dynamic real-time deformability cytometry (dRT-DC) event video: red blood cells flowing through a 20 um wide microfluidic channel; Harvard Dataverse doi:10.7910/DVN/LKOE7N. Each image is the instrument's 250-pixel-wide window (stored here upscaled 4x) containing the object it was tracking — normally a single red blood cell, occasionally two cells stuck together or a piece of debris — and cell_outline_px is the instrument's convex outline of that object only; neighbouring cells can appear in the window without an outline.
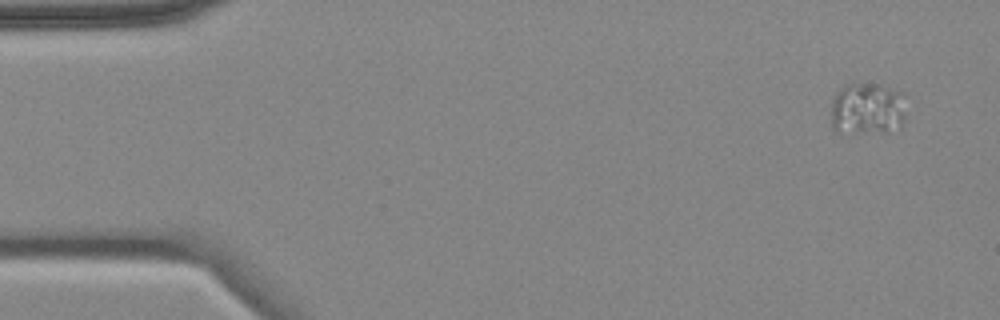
{"species": "common noctule bat (a hibernating species)", "species_latin": "Nyctalus noctula", "temperature_condition": "cold", "stored_images_in_passage": 5, "camera_frame_rate_fps": 3000, "um_per_image_px": 0.085, "animal": {"sex": "female", "body_mass_g": 18.4}, "frame": {"image": 1, "passage_image": 1, "time_ms": 0.0, "image_size_px": [1000, 320], "cell_outline_px": [[904, 120], [900, 132], [836, 132], [832, 128], [832, 100], [836, 92], [844, 84], [872, 84], [904, 92]], "centroid_in_image_um": [73.75, 9.28], "position_along_channel_um": 11.3, "area_um2": 23.24}}
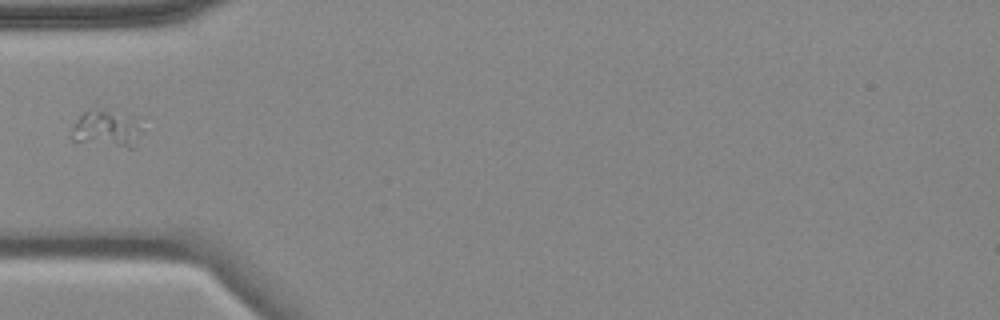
{"frame": {"image": 2, "passage_image": 5, "time_ms": 5.0, "image_size_px": [1000, 320], "cell_outline_px": [[144, 116], [136, 148], [128, 148], [72, 140], [76, 120], [88, 108]], "centroid_in_image_um": [9.21, 10.91], "position_along_channel_um": 75.8, "area_um2": 15.49}}